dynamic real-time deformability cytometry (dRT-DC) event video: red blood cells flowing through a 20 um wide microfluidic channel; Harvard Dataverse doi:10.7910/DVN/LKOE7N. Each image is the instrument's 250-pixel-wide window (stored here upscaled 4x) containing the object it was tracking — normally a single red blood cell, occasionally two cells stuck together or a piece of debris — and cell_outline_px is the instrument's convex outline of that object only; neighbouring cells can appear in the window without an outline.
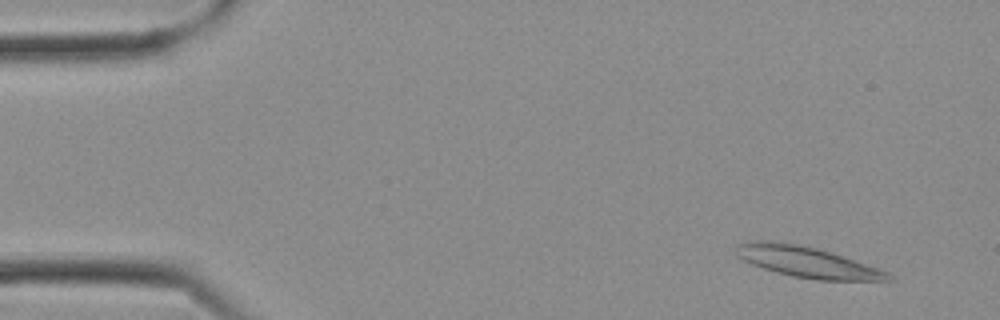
{"species": "Egyptian fruit bat (a non-hibernating species)", "species_latin": "Rousettus aegyptiacus", "temperature_condition": "cold", "stored_images_in_passage": 11, "camera_frame_rate_fps": 3000, "um_per_image_px": 0.085, "frame": {"image": 1, "passage_image": 2, "time_ms": 0.333, "image_size_px": [1000, 320], "cell_outline_px": [[892, 280], [816, 280], [792, 276], [776, 272], [752, 264], [736, 256], [736, 248], [740, 244], [748, 240], [780, 240], [816, 248], [888, 272], [892, 276]], "centroid_in_image_um": [68.51, 22.25], "position_along_channel_um": 16.5, "area_um2": 26.93}}
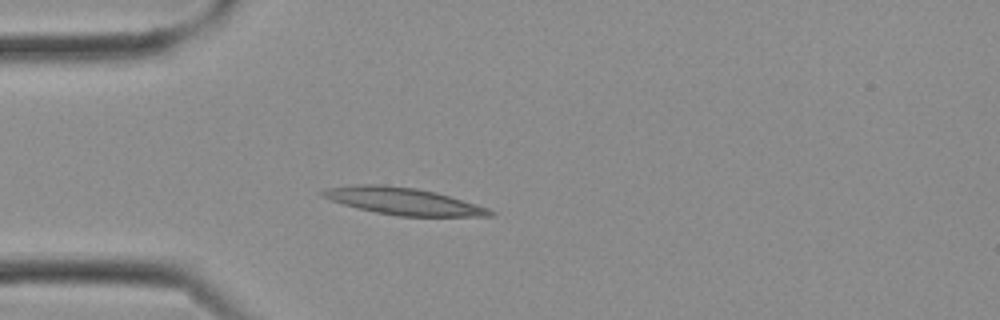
{"frame": {"image": 2, "passage_image": 7, "time_ms": 2.0, "image_size_px": [1000, 320], "cell_outline_px": [[496, 216], [400, 216], [376, 212], [356, 208], [320, 196], [320, 192], [324, 188], [356, 184], [384, 184], [416, 188], [436, 192], [476, 204], [488, 208], [496, 212]], "centroid_in_image_um": [34.26, 17.09], "position_along_channel_um": 50.7, "area_um2": 26.41}}
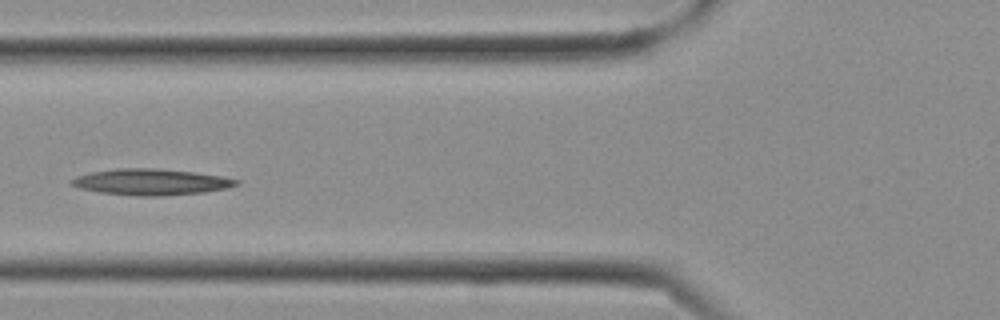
{"frame": {"image": 3, "passage_image": 10, "time_ms": 3.0, "image_size_px": [1000, 320], "cell_outline_px": [[240, 184], [228, 188], [204, 192], [160, 196], [136, 196], [100, 192], [80, 188], [72, 184], [68, 180], [76, 176], [92, 172], [116, 168], [156, 168], [196, 172], [224, 176], [240, 180]], "centroid_in_image_um": [12.88, 15.46], "position_along_channel_um": 112.9, "area_um2": 25.32}}